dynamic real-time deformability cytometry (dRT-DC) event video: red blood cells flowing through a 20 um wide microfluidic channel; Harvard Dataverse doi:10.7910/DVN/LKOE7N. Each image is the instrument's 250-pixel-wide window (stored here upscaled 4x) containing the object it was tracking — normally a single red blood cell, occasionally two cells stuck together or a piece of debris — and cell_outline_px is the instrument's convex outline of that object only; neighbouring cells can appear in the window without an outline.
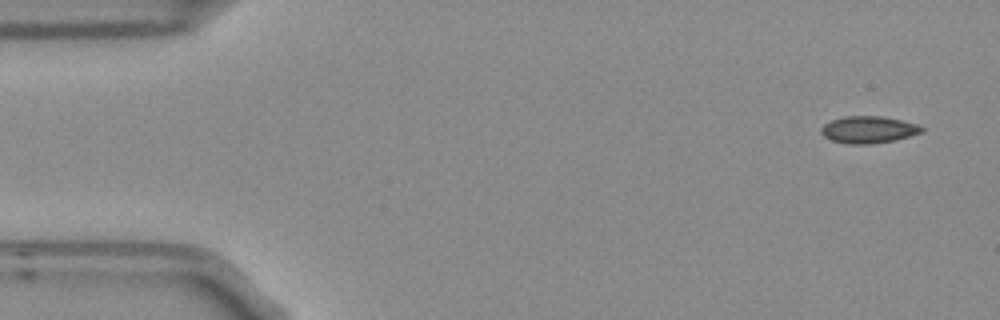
{"species": "Egyptian fruit bat (a non-hibernating species)", "species_latin": "Rousettus aegyptiacus", "temperature_condition": "room temperature", "stored_images_in_passage": 6, "camera_frame_rate_fps": 3000, "um_per_image_px": 0.085, "frame": {"image": 1, "passage_image": 1, "time_ms": 0.0, "image_size_px": [1000, 320], "cell_outline_px": [[924, 132], [896, 140], [872, 144], [848, 144], [832, 140], [824, 136], [820, 132], [820, 128], [824, 124], [832, 120], [844, 116], [880, 116], [900, 120], [916, 124], [924, 128]], "centroid_in_image_um": [73.82, 11.03], "position_along_channel_um": 11.2, "area_um2": 15.84}}
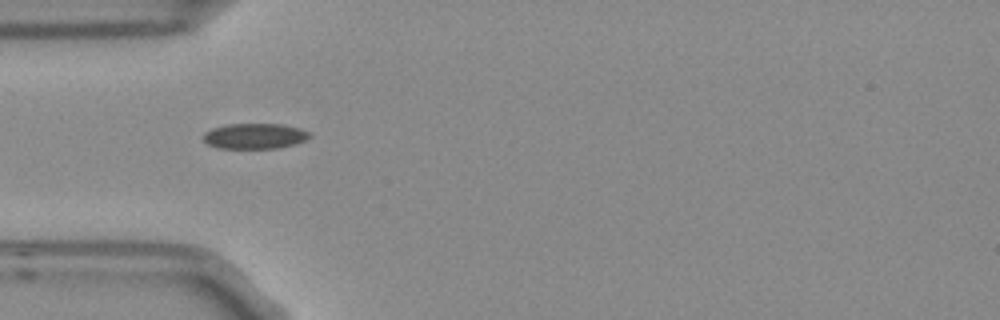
{"frame": {"image": 2, "passage_image": 4, "time_ms": 1.0, "image_size_px": [1000, 320], "cell_outline_px": [[312, 136], [304, 140], [292, 144], [276, 148], [216, 148], [208, 144], [204, 140], [204, 132], [212, 128], [228, 124], [284, 124], [300, 128], [308, 132]], "centroid_in_image_um": [21.63, 11.56], "position_along_channel_um": 63.4, "area_um2": 15.66}}
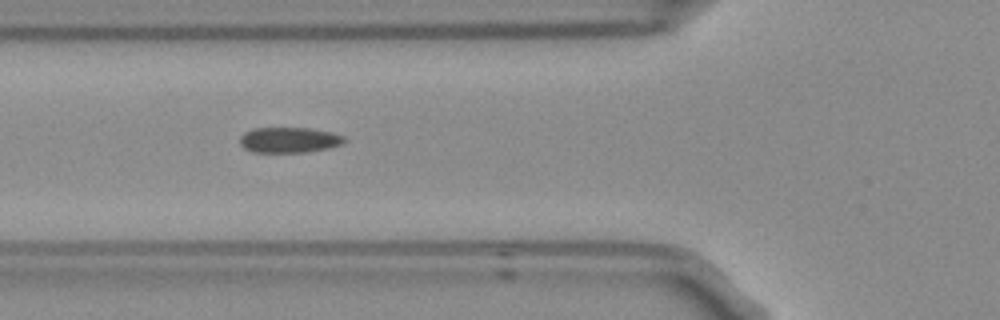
{"frame": {"image": 3, "passage_image": 5, "time_ms": 1.333, "image_size_px": [1000, 320], "cell_outline_px": [[348, 140], [340, 144], [328, 148], [308, 152], [252, 152], [244, 148], [240, 144], [240, 136], [244, 132], [252, 128], [312, 128], [332, 132], [344, 136]], "centroid_in_image_um": [24.58, 11.89], "position_along_channel_um": 101.2, "area_um2": 15.66}}